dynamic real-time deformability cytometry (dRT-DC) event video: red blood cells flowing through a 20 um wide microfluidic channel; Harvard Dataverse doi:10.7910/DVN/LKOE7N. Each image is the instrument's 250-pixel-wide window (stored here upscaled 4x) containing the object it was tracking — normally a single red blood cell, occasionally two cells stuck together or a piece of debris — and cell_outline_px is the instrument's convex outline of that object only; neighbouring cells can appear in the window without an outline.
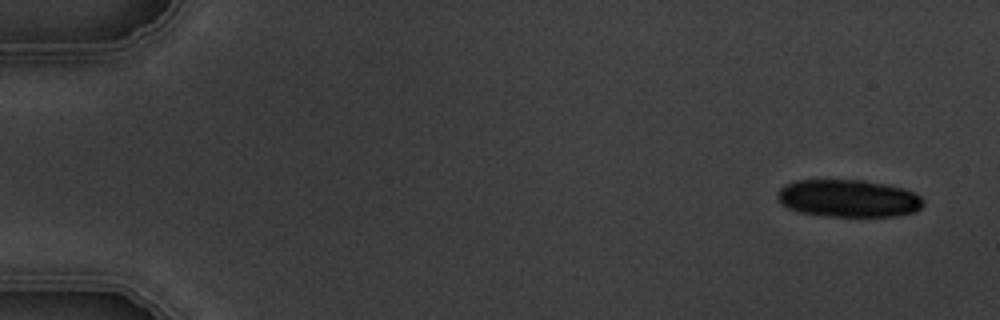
{"species": "common noctule bat (a hibernating species)", "species_latin": "Nyctalus noctula", "temperature_condition": "warm", "stored_images_in_passage": 7, "camera_frame_rate_fps": 3000, "um_per_image_px": 0.085, "animal": {"sex": "male", "body_mass_g": 19.5, "forearm_length_mm": 54.6}, "frame": {"image": 1, "passage_image": 1, "time_ms": 0.0, "image_size_px": [1000, 320], "cell_outline_px": [[924, 204], [916, 212], [896, 216], [828, 216], [800, 212], [788, 208], [780, 204], [776, 196], [780, 188], [796, 180], [864, 180], [904, 188], [920, 196], [924, 200]], "centroid_in_image_um": [72.12, 16.86], "position_along_channel_um": 12.9, "area_um2": 31.91}}
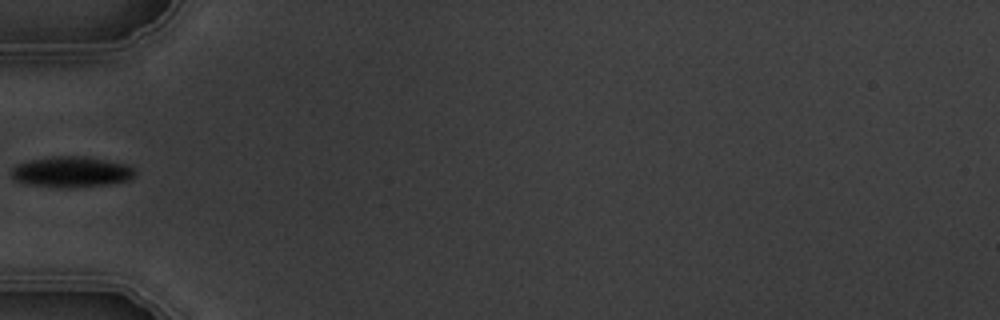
{"frame": {"image": 2, "passage_image": 6, "time_ms": 5.667, "image_size_px": [1000, 320], "cell_outline_px": [[136, 176], [128, 180], [108, 184], [28, 184], [16, 180], [12, 176], [12, 168], [16, 164], [28, 160], [52, 156], [84, 156], [128, 164], [136, 172]], "centroid_in_image_um": [6.1, 14.53], "position_along_channel_um": 78.9, "area_um2": 20.98}}
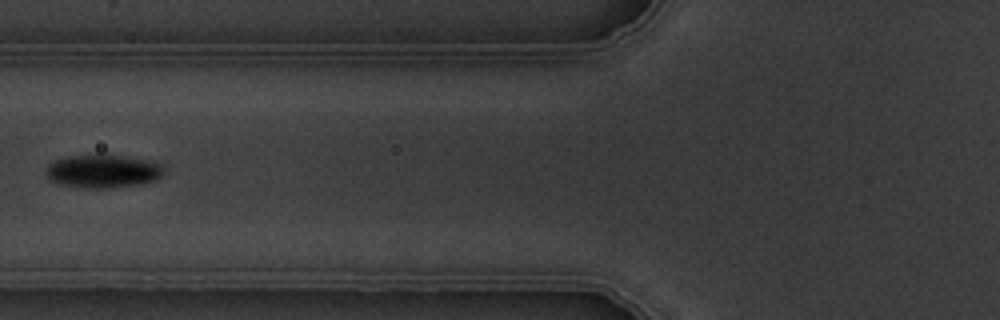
{"frame": {"image": 3, "passage_image": 7, "time_ms": 6.667, "image_size_px": [1000, 320], "cell_outline_px": [[164, 176], [156, 180], [140, 184], [108, 188], [88, 188], [60, 184], [52, 180], [48, 176], [48, 164], [56, 160], [68, 156], [124, 156], [164, 164]], "centroid_in_image_um": [8.83, 14.57], "position_along_channel_um": 117.0, "area_um2": 22.37}}